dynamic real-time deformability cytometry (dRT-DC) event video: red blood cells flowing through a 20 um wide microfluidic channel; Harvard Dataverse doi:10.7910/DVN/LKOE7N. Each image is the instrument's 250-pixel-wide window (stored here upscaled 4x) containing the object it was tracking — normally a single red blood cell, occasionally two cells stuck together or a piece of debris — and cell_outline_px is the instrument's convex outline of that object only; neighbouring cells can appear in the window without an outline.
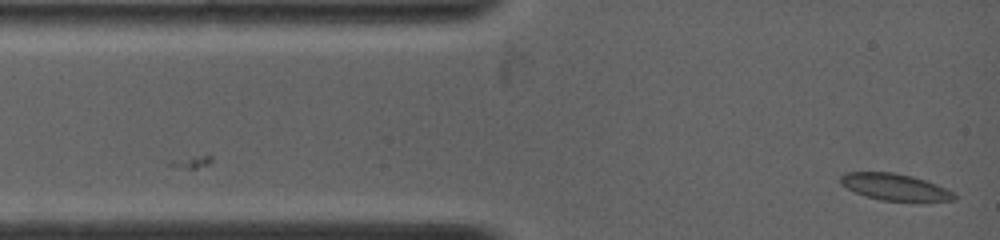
{"species": "common noctule bat (a hibernating species)", "species_latin": "Nyctalus noctula", "temperature_condition": "warm", "stored_images_in_passage": 40, "camera_frame_rate_fps": 4500, "um_per_image_px": 0.085, "animal": {"sex": "female", "body_mass_g": 19.0, "forearm_length_mm": 53.3}, "frame": {"image": 1, "passage_image": 1, "time_ms": 0.0, "image_size_px": [1000, 240], "cell_outline_px": [[956, 200], [920, 204], [880, 200], [856, 192], [840, 184], [840, 176], [848, 172], [892, 172], [912, 176], [936, 184], [952, 192], [956, 196]], "centroid_in_image_um": [76.14, 15.95], "position_along_channel_um": 8.9, "area_um2": 18.21}}
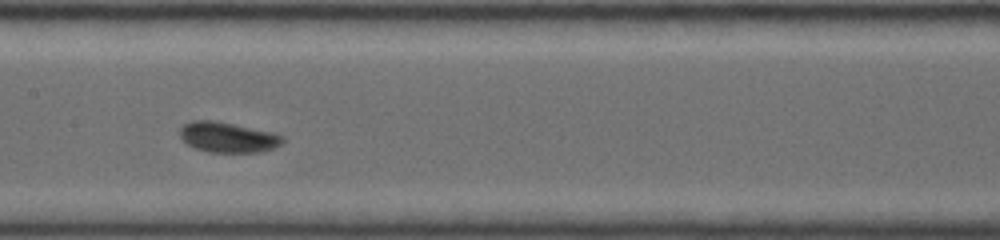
{"frame": {"image": 2, "passage_image": 18, "time_ms": 5.778, "image_size_px": [1000, 240], "cell_outline_px": [[284, 140], [280, 144], [272, 148], [260, 152], [208, 152], [196, 148], [188, 144], [180, 136], [180, 128], [184, 124], [196, 120], [212, 120], [272, 132], [284, 136]], "centroid_in_image_um": [19.36, 11.67], "position_along_channel_um": 188.0, "area_um2": 17.86}}
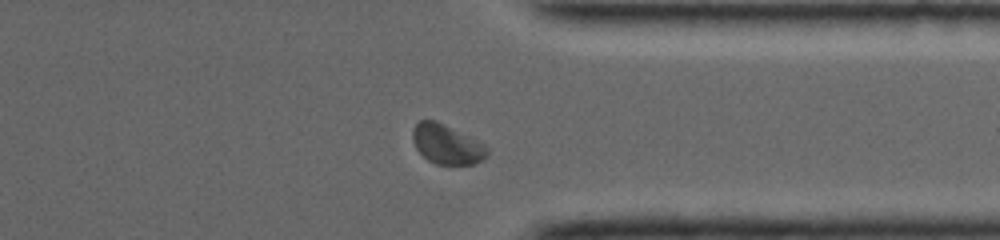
{"frame": {"image": 3, "passage_image": 34, "time_ms": 10.667, "image_size_px": [1000, 240], "cell_outline_px": [[488, 156], [484, 160], [476, 164], [436, 164], [428, 160], [416, 148], [412, 140], [412, 132], [416, 124], [420, 120], [436, 120], [484, 144], [488, 148]], "centroid_in_image_um": [37.99, 12.27], "position_along_channel_um": 373.4, "area_um2": 17.11}, "authors_computed_cell_mechanics": {"area_um2": 17.1088, "velocity_mm_per_s": 3.8273, "shape_relaxation_time_tau1_ms": 5.2422, "shape_relaxation_time_tau2_ms": 1.2167, "deformation_change_tau1": 0.0725, "deformation_change_tau2": 0.0388}}